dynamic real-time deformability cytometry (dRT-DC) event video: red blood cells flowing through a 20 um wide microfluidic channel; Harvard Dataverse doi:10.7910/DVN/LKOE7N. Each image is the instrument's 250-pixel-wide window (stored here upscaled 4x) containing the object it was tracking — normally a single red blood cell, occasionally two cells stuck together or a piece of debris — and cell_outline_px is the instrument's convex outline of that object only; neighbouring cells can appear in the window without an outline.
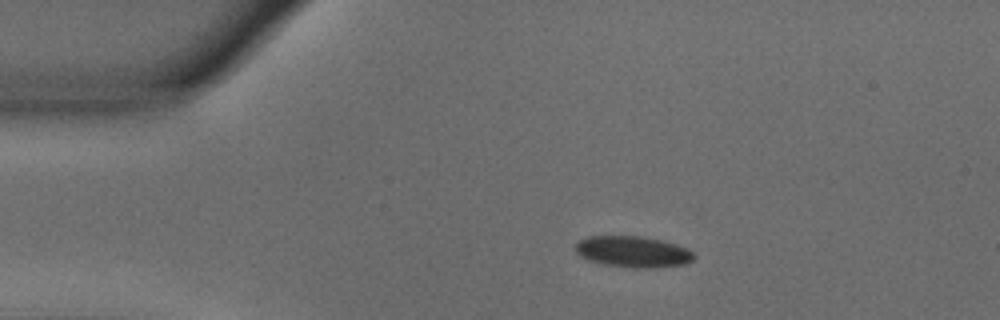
{"species": "common noctule bat (a hibernating species)", "species_latin": "Nyctalus noctula", "temperature_condition": "warm", "stored_images_in_passage": 45, "camera_frame_rate_fps": 3000, "um_per_image_px": 0.085, "animal": {"sex": "male", "body_mass_g": 18.8}, "frame": {"image": 1, "passage_image": 1, "time_ms": 0.0, "image_size_px": [1000, 320], "cell_outline_px": [[696, 256], [692, 260], [684, 264], [644, 268], [636, 268], [604, 264], [588, 260], [580, 256], [576, 252], [576, 244], [580, 240], [588, 236], [640, 236], [660, 240], [676, 244], [688, 248]], "centroid_in_image_um": [53.79, 21.39], "position_along_channel_um": 31.2, "area_um2": 21.33}}
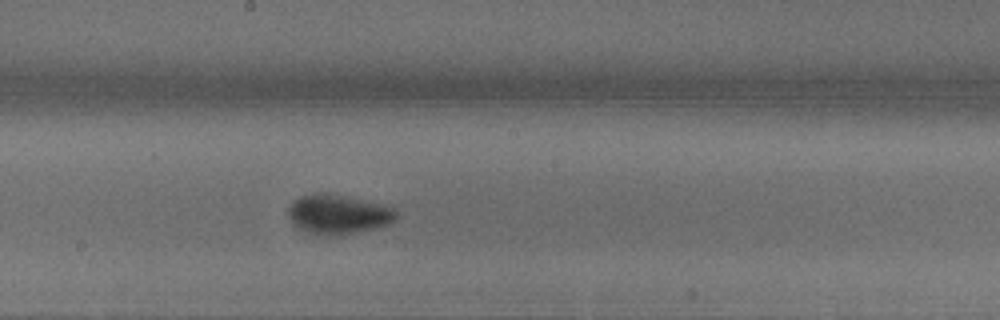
{"frame": {"image": 2, "passage_image": 20, "time_ms": 6.333, "image_size_px": [1000, 320], "cell_outline_px": [[396, 220], [392, 224], [360, 232], [340, 236], [316, 236], [296, 228], [292, 224], [288, 216], [288, 208], [300, 196], [332, 196], [384, 204], [396, 208]], "centroid_in_image_um": [28.78, 18.32], "position_along_channel_um": 219.4, "area_um2": 24.45}}
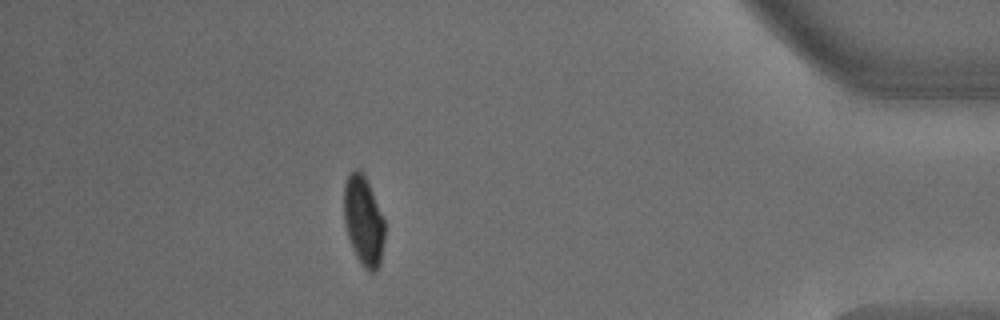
{"frame": {"image": 3, "passage_image": 39, "time_ms": 12.667, "image_size_px": [1000, 320], "cell_outline_px": [[384, 240], [380, 264], [376, 272], [368, 272], [364, 268], [356, 256], [352, 248], [348, 236], [344, 220], [344, 184], [348, 176], [356, 168], [364, 176], [368, 184], [384, 220]], "centroid_in_image_um": [30.89, 18.83], "position_along_channel_um": 404.3, "area_um2": 20.92}, "authors_computed_cell_mechanics": {"area_um2": 22.9466, "velocity_mm_per_s": 3.669, "shape_relaxation_time_tau1_ms": 3.3406, "shape_relaxation_time_tau2_ms": null, "deformation_change_tau1": 0.1205, "deformation_change_tau2": null}}